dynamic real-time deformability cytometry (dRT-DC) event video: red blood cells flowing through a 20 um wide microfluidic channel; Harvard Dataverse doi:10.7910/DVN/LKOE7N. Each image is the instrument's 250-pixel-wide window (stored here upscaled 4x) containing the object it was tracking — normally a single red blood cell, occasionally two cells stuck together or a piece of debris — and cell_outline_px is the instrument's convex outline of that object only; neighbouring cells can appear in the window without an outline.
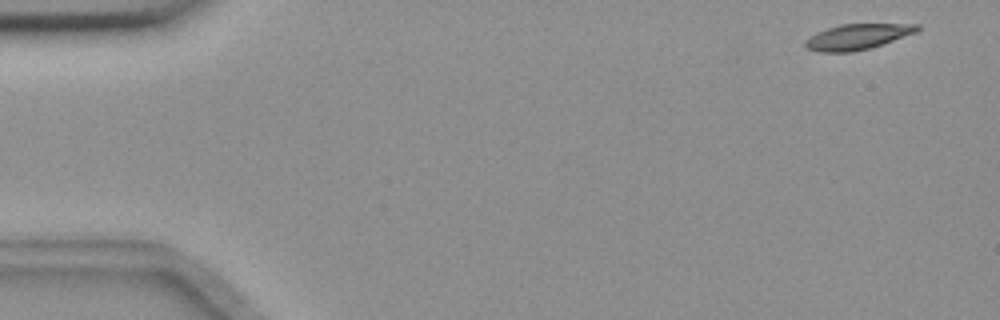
{"species": "common noctule bat (a hibernating species)", "species_latin": "Nyctalus noctula", "temperature_condition": "room temperature", "stored_images_in_passage": 6, "camera_frame_rate_fps": 3000, "um_per_image_px": 0.085, "animal": {"sex": "female", "body_mass_g": 18.4}, "frame": {"image": 1, "passage_image": 1, "time_ms": 0.0, "image_size_px": [1000, 320], "cell_outline_px": [[920, 28], [916, 32], [868, 48], [852, 52], [820, 52], [808, 48], [804, 44], [804, 40], [816, 32], [840, 24], [920, 24]], "centroid_in_image_um": [72.84, 3.11], "position_along_channel_um": 12.2, "area_um2": 16.36}}
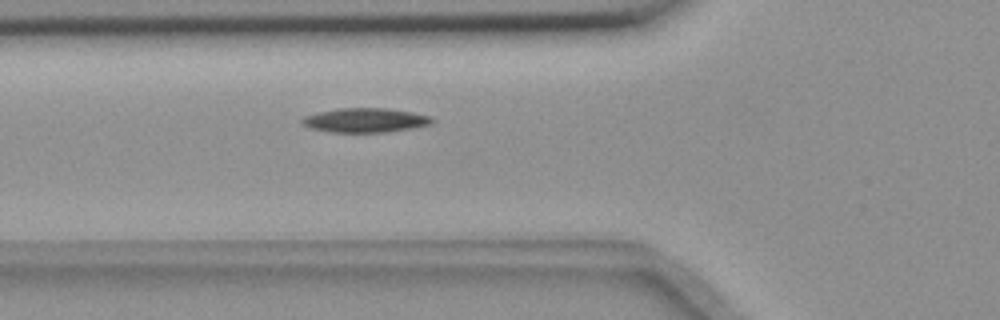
{"frame": {"image": 2, "passage_image": 6, "time_ms": 1.667, "image_size_px": [1000, 320], "cell_outline_px": [[436, 120], [432, 124], [412, 128], [384, 132], [332, 132], [312, 128], [300, 124], [300, 120], [304, 116], [336, 108], [388, 108], [412, 112], [432, 116]], "centroid_in_image_um": [31.07, 10.21], "position_along_channel_um": 94.7, "area_um2": 18.5}}